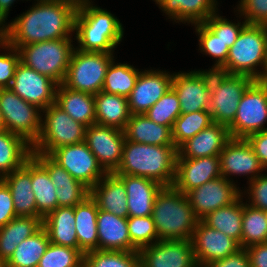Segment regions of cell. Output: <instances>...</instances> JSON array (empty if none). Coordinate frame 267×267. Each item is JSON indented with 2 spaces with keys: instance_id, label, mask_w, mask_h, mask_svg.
<instances>
[{
  "instance_id": "cell-1",
  "label": "cell",
  "mask_w": 267,
  "mask_h": 267,
  "mask_svg": "<svg viewBox=\"0 0 267 267\" xmlns=\"http://www.w3.org/2000/svg\"><path fill=\"white\" fill-rule=\"evenodd\" d=\"M28 11L3 26L5 42L18 49L37 42L71 38L77 9L64 2L36 0Z\"/></svg>"
},
{
  "instance_id": "cell-2",
  "label": "cell",
  "mask_w": 267,
  "mask_h": 267,
  "mask_svg": "<svg viewBox=\"0 0 267 267\" xmlns=\"http://www.w3.org/2000/svg\"><path fill=\"white\" fill-rule=\"evenodd\" d=\"M177 155L176 146L148 145L125 139L120 165L113 173L146 177L163 187L172 186Z\"/></svg>"
},
{
  "instance_id": "cell-3",
  "label": "cell",
  "mask_w": 267,
  "mask_h": 267,
  "mask_svg": "<svg viewBox=\"0 0 267 267\" xmlns=\"http://www.w3.org/2000/svg\"><path fill=\"white\" fill-rule=\"evenodd\" d=\"M152 218L158 240H191L199 219L186 194L162 187L154 199Z\"/></svg>"
},
{
  "instance_id": "cell-4",
  "label": "cell",
  "mask_w": 267,
  "mask_h": 267,
  "mask_svg": "<svg viewBox=\"0 0 267 267\" xmlns=\"http://www.w3.org/2000/svg\"><path fill=\"white\" fill-rule=\"evenodd\" d=\"M124 28L113 14L93 6L91 2L77 9L75 15V38L79 51L113 53L120 43Z\"/></svg>"
},
{
  "instance_id": "cell-5",
  "label": "cell",
  "mask_w": 267,
  "mask_h": 267,
  "mask_svg": "<svg viewBox=\"0 0 267 267\" xmlns=\"http://www.w3.org/2000/svg\"><path fill=\"white\" fill-rule=\"evenodd\" d=\"M258 66H263V71L257 70ZM219 71L262 80L267 71V26L247 24L229 48L226 63Z\"/></svg>"
},
{
  "instance_id": "cell-6",
  "label": "cell",
  "mask_w": 267,
  "mask_h": 267,
  "mask_svg": "<svg viewBox=\"0 0 267 267\" xmlns=\"http://www.w3.org/2000/svg\"><path fill=\"white\" fill-rule=\"evenodd\" d=\"M71 42V38H62L21 46L18 48L20 62L60 85L75 49Z\"/></svg>"
},
{
  "instance_id": "cell-7",
  "label": "cell",
  "mask_w": 267,
  "mask_h": 267,
  "mask_svg": "<svg viewBox=\"0 0 267 267\" xmlns=\"http://www.w3.org/2000/svg\"><path fill=\"white\" fill-rule=\"evenodd\" d=\"M254 81L246 75L210 70V101L208 111L212 121L229 127L235 118L239 102Z\"/></svg>"
},
{
  "instance_id": "cell-8",
  "label": "cell",
  "mask_w": 267,
  "mask_h": 267,
  "mask_svg": "<svg viewBox=\"0 0 267 267\" xmlns=\"http://www.w3.org/2000/svg\"><path fill=\"white\" fill-rule=\"evenodd\" d=\"M41 131L32 145V153L50 155L55 149L84 142L86 126L73 120L55 103L42 111Z\"/></svg>"
},
{
  "instance_id": "cell-9",
  "label": "cell",
  "mask_w": 267,
  "mask_h": 267,
  "mask_svg": "<svg viewBox=\"0 0 267 267\" xmlns=\"http://www.w3.org/2000/svg\"><path fill=\"white\" fill-rule=\"evenodd\" d=\"M114 53L74 49L63 85L71 90L95 95L102 91L106 71Z\"/></svg>"
},
{
  "instance_id": "cell-10",
  "label": "cell",
  "mask_w": 267,
  "mask_h": 267,
  "mask_svg": "<svg viewBox=\"0 0 267 267\" xmlns=\"http://www.w3.org/2000/svg\"><path fill=\"white\" fill-rule=\"evenodd\" d=\"M0 111L6 130L33 145L41 131V109L32 105L10 88H0Z\"/></svg>"
},
{
  "instance_id": "cell-11",
  "label": "cell",
  "mask_w": 267,
  "mask_h": 267,
  "mask_svg": "<svg viewBox=\"0 0 267 267\" xmlns=\"http://www.w3.org/2000/svg\"><path fill=\"white\" fill-rule=\"evenodd\" d=\"M267 122V83L254 80L245 90L233 123L228 127L231 138H246L265 130Z\"/></svg>"
},
{
  "instance_id": "cell-12",
  "label": "cell",
  "mask_w": 267,
  "mask_h": 267,
  "mask_svg": "<svg viewBox=\"0 0 267 267\" xmlns=\"http://www.w3.org/2000/svg\"><path fill=\"white\" fill-rule=\"evenodd\" d=\"M50 156L89 189L107 174L85 142L59 147Z\"/></svg>"
},
{
  "instance_id": "cell-13",
  "label": "cell",
  "mask_w": 267,
  "mask_h": 267,
  "mask_svg": "<svg viewBox=\"0 0 267 267\" xmlns=\"http://www.w3.org/2000/svg\"><path fill=\"white\" fill-rule=\"evenodd\" d=\"M171 88L180 101L181 114L208 110L211 93L210 69L173 73Z\"/></svg>"
},
{
  "instance_id": "cell-14",
  "label": "cell",
  "mask_w": 267,
  "mask_h": 267,
  "mask_svg": "<svg viewBox=\"0 0 267 267\" xmlns=\"http://www.w3.org/2000/svg\"><path fill=\"white\" fill-rule=\"evenodd\" d=\"M57 86L58 84L48 76L20 62L9 88L20 98L43 111L55 103Z\"/></svg>"
},
{
  "instance_id": "cell-15",
  "label": "cell",
  "mask_w": 267,
  "mask_h": 267,
  "mask_svg": "<svg viewBox=\"0 0 267 267\" xmlns=\"http://www.w3.org/2000/svg\"><path fill=\"white\" fill-rule=\"evenodd\" d=\"M84 142L107 173H113L119 167L125 143L124 131L93 124L86 128Z\"/></svg>"
},
{
  "instance_id": "cell-16",
  "label": "cell",
  "mask_w": 267,
  "mask_h": 267,
  "mask_svg": "<svg viewBox=\"0 0 267 267\" xmlns=\"http://www.w3.org/2000/svg\"><path fill=\"white\" fill-rule=\"evenodd\" d=\"M138 252L140 267H198L191 240H158Z\"/></svg>"
},
{
  "instance_id": "cell-17",
  "label": "cell",
  "mask_w": 267,
  "mask_h": 267,
  "mask_svg": "<svg viewBox=\"0 0 267 267\" xmlns=\"http://www.w3.org/2000/svg\"><path fill=\"white\" fill-rule=\"evenodd\" d=\"M233 182V180L231 181L221 176L186 194L190 206L199 220H202L212 211L231 204L243 194Z\"/></svg>"
},
{
  "instance_id": "cell-18",
  "label": "cell",
  "mask_w": 267,
  "mask_h": 267,
  "mask_svg": "<svg viewBox=\"0 0 267 267\" xmlns=\"http://www.w3.org/2000/svg\"><path fill=\"white\" fill-rule=\"evenodd\" d=\"M191 241L197 265L203 267L241 249L236 240L210 228L202 220L198 221Z\"/></svg>"
},
{
  "instance_id": "cell-19",
  "label": "cell",
  "mask_w": 267,
  "mask_h": 267,
  "mask_svg": "<svg viewBox=\"0 0 267 267\" xmlns=\"http://www.w3.org/2000/svg\"><path fill=\"white\" fill-rule=\"evenodd\" d=\"M172 75L160 70L140 71L128 97L130 113L144 114L157 103L171 89Z\"/></svg>"
},
{
  "instance_id": "cell-20",
  "label": "cell",
  "mask_w": 267,
  "mask_h": 267,
  "mask_svg": "<svg viewBox=\"0 0 267 267\" xmlns=\"http://www.w3.org/2000/svg\"><path fill=\"white\" fill-rule=\"evenodd\" d=\"M221 176L230 180V175H248L249 181L264 171L258 157L245 138H231L219 154ZM259 173V174H258ZM229 176V177H228Z\"/></svg>"
},
{
  "instance_id": "cell-21",
  "label": "cell",
  "mask_w": 267,
  "mask_h": 267,
  "mask_svg": "<svg viewBox=\"0 0 267 267\" xmlns=\"http://www.w3.org/2000/svg\"><path fill=\"white\" fill-rule=\"evenodd\" d=\"M218 177H221L219 156L177 158L172 186L187 194L189 191Z\"/></svg>"
},
{
  "instance_id": "cell-22",
  "label": "cell",
  "mask_w": 267,
  "mask_h": 267,
  "mask_svg": "<svg viewBox=\"0 0 267 267\" xmlns=\"http://www.w3.org/2000/svg\"><path fill=\"white\" fill-rule=\"evenodd\" d=\"M230 139L228 127L213 122L194 137L184 142L177 149V158L219 156Z\"/></svg>"
},
{
  "instance_id": "cell-23",
  "label": "cell",
  "mask_w": 267,
  "mask_h": 267,
  "mask_svg": "<svg viewBox=\"0 0 267 267\" xmlns=\"http://www.w3.org/2000/svg\"><path fill=\"white\" fill-rule=\"evenodd\" d=\"M124 183L128 216H152L155 196L162 189V185L146 177L116 174Z\"/></svg>"
},
{
  "instance_id": "cell-24",
  "label": "cell",
  "mask_w": 267,
  "mask_h": 267,
  "mask_svg": "<svg viewBox=\"0 0 267 267\" xmlns=\"http://www.w3.org/2000/svg\"><path fill=\"white\" fill-rule=\"evenodd\" d=\"M9 187L17 216L43 217L37 212L31 184V157L23 166L1 178Z\"/></svg>"
},
{
  "instance_id": "cell-25",
  "label": "cell",
  "mask_w": 267,
  "mask_h": 267,
  "mask_svg": "<svg viewBox=\"0 0 267 267\" xmlns=\"http://www.w3.org/2000/svg\"><path fill=\"white\" fill-rule=\"evenodd\" d=\"M98 250L132 251L127 218L98 209Z\"/></svg>"
},
{
  "instance_id": "cell-26",
  "label": "cell",
  "mask_w": 267,
  "mask_h": 267,
  "mask_svg": "<svg viewBox=\"0 0 267 267\" xmlns=\"http://www.w3.org/2000/svg\"><path fill=\"white\" fill-rule=\"evenodd\" d=\"M126 188L115 173H107L90 189V197L98 209L111 212L120 217H128Z\"/></svg>"
},
{
  "instance_id": "cell-27",
  "label": "cell",
  "mask_w": 267,
  "mask_h": 267,
  "mask_svg": "<svg viewBox=\"0 0 267 267\" xmlns=\"http://www.w3.org/2000/svg\"><path fill=\"white\" fill-rule=\"evenodd\" d=\"M55 104L86 127L96 124L95 97L92 94L74 91L60 84L56 88Z\"/></svg>"
},
{
  "instance_id": "cell-28",
  "label": "cell",
  "mask_w": 267,
  "mask_h": 267,
  "mask_svg": "<svg viewBox=\"0 0 267 267\" xmlns=\"http://www.w3.org/2000/svg\"><path fill=\"white\" fill-rule=\"evenodd\" d=\"M159 8L175 22L204 23L218 12L216 0H154Z\"/></svg>"
},
{
  "instance_id": "cell-29",
  "label": "cell",
  "mask_w": 267,
  "mask_h": 267,
  "mask_svg": "<svg viewBox=\"0 0 267 267\" xmlns=\"http://www.w3.org/2000/svg\"><path fill=\"white\" fill-rule=\"evenodd\" d=\"M125 139L141 144L175 146L170 127L156 124L144 114H131L126 128Z\"/></svg>"
},
{
  "instance_id": "cell-30",
  "label": "cell",
  "mask_w": 267,
  "mask_h": 267,
  "mask_svg": "<svg viewBox=\"0 0 267 267\" xmlns=\"http://www.w3.org/2000/svg\"><path fill=\"white\" fill-rule=\"evenodd\" d=\"M42 226L47 231L51 243L79 250L74 207H57L43 218Z\"/></svg>"
},
{
  "instance_id": "cell-31",
  "label": "cell",
  "mask_w": 267,
  "mask_h": 267,
  "mask_svg": "<svg viewBox=\"0 0 267 267\" xmlns=\"http://www.w3.org/2000/svg\"><path fill=\"white\" fill-rule=\"evenodd\" d=\"M94 97L96 124L124 131L131 116L128 98L104 91Z\"/></svg>"
},
{
  "instance_id": "cell-32",
  "label": "cell",
  "mask_w": 267,
  "mask_h": 267,
  "mask_svg": "<svg viewBox=\"0 0 267 267\" xmlns=\"http://www.w3.org/2000/svg\"><path fill=\"white\" fill-rule=\"evenodd\" d=\"M74 215L79 250L83 254L98 250V207L96 202L88 196L82 203L74 207Z\"/></svg>"
},
{
  "instance_id": "cell-33",
  "label": "cell",
  "mask_w": 267,
  "mask_h": 267,
  "mask_svg": "<svg viewBox=\"0 0 267 267\" xmlns=\"http://www.w3.org/2000/svg\"><path fill=\"white\" fill-rule=\"evenodd\" d=\"M42 227L39 217L16 216L0 227V260L7 262L16 247Z\"/></svg>"
},
{
  "instance_id": "cell-34",
  "label": "cell",
  "mask_w": 267,
  "mask_h": 267,
  "mask_svg": "<svg viewBox=\"0 0 267 267\" xmlns=\"http://www.w3.org/2000/svg\"><path fill=\"white\" fill-rule=\"evenodd\" d=\"M32 156V145L21 136L0 131V178L20 168Z\"/></svg>"
},
{
  "instance_id": "cell-35",
  "label": "cell",
  "mask_w": 267,
  "mask_h": 267,
  "mask_svg": "<svg viewBox=\"0 0 267 267\" xmlns=\"http://www.w3.org/2000/svg\"><path fill=\"white\" fill-rule=\"evenodd\" d=\"M242 194L231 204L209 213L202 221L236 240L241 247L243 200Z\"/></svg>"
},
{
  "instance_id": "cell-36",
  "label": "cell",
  "mask_w": 267,
  "mask_h": 267,
  "mask_svg": "<svg viewBox=\"0 0 267 267\" xmlns=\"http://www.w3.org/2000/svg\"><path fill=\"white\" fill-rule=\"evenodd\" d=\"M31 184L35 196L37 212L44 218L58 207L56 187L48 171L31 156Z\"/></svg>"
},
{
  "instance_id": "cell-37",
  "label": "cell",
  "mask_w": 267,
  "mask_h": 267,
  "mask_svg": "<svg viewBox=\"0 0 267 267\" xmlns=\"http://www.w3.org/2000/svg\"><path fill=\"white\" fill-rule=\"evenodd\" d=\"M50 244L49 236L42 226L32 236L24 239L5 263L6 267H38L42 255Z\"/></svg>"
},
{
  "instance_id": "cell-38",
  "label": "cell",
  "mask_w": 267,
  "mask_h": 267,
  "mask_svg": "<svg viewBox=\"0 0 267 267\" xmlns=\"http://www.w3.org/2000/svg\"><path fill=\"white\" fill-rule=\"evenodd\" d=\"M139 73L138 69L127 63L115 64L113 59L107 68L102 91L128 98Z\"/></svg>"
},
{
  "instance_id": "cell-39",
  "label": "cell",
  "mask_w": 267,
  "mask_h": 267,
  "mask_svg": "<svg viewBox=\"0 0 267 267\" xmlns=\"http://www.w3.org/2000/svg\"><path fill=\"white\" fill-rule=\"evenodd\" d=\"M245 203L243 202L241 248L267 243V222L263 210Z\"/></svg>"
},
{
  "instance_id": "cell-40",
  "label": "cell",
  "mask_w": 267,
  "mask_h": 267,
  "mask_svg": "<svg viewBox=\"0 0 267 267\" xmlns=\"http://www.w3.org/2000/svg\"><path fill=\"white\" fill-rule=\"evenodd\" d=\"M208 110L181 114L172 127V140L178 149L184 142L194 137L200 131L212 124Z\"/></svg>"
},
{
  "instance_id": "cell-41",
  "label": "cell",
  "mask_w": 267,
  "mask_h": 267,
  "mask_svg": "<svg viewBox=\"0 0 267 267\" xmlns=\"http://www.w3.org/2000/svg\"><path fill=\"white\" fill-rule=\"evenodd\" d=\"M83 267H140V255L138 251H89Z\"/></svg>"
},
{
  "instance_id": "cell-42",
  "label": "cell",
  "mask_w": 267,
  "mask_h": 267,
  "mask_svg": "<svg viewBox=\"0 0 267 267\" xmlns=\"http://www.w3.org/2000/svg\"><path fill=\"white\" fill-rule=\"evenodd\" d=\"M199 37V50L216 59L213 71H219L226 63L229 47L204 23L194 24Z\"/></svg>"
},
{
  "instance_id": "cell-43",
  "label": "cell",
  "mask_w": 267,
  "mask_h": 267,
  "mask_svg": "<svg viewBox=\"0 0 267 267\" xmlns=\"http://www.w3.org/2000/svg\"><path fill=\"white\" fill-rule=\"evenodd\" d=\"M144 115L154 123L172 129L174 121L181 115L180 101L176 92L171 88Z\"/></svg>"
},
{
  "instance_id": "cell-44",
  "label": "cell",
  "mask_w": 267,
  "mask_h": 267,
  "mask_svg": "<svg viewBox=\"0 0 267 267\" xmlns=\"http://www.w3.org/2000/svg\"><path fill=\"white\" fill-rule=\"evenodd\" d=\"M84 254L77 249L50 242L38 267H83Z\"/></svg>"
},
{
  "instance_id": "cell-45",
  "label": "cell",
  "mask_w": 267,
  "mask_h": 267,
  "mask_svg": "<svg viewBox=\"0 0 267 267\" xmlns=\"http://www.w3.org/2000/svg\"><path fill=\"white\" fill-rule=\"evenodd\" d=\"M127 224L132 242V251H139L158 241L157 230L152 216H128Z\"/></svg>"
},
{
  "instance_id": "cell-46",
  "label": "cell",
  "mask_w": 267,
  "mask_h": 267,
  "mask_svg": "<svg viewBox=\"0 0 267 267\" xmlns=\"http://www.w3.org/2000/svg\"><path fill=\"white\" fill-rule=\"evenodd\" d=\"M204 24L230 48L248 23L245 20L242 24L240 21L233 23L215 13Z\"/></svg>"
},
{
  "instance_id": "cell-47",
  "label": "cell",
  "mask_w": 267,
  "mask_h": 267,
  "mask_svg": "<svg viewBox=\"0 0 267 267\" xmlns=\"http://www.w3.org/2000/svg\"><path fill=\"white\" fill-rule=\"evenodd\" d=\"M0 47L7 51L5 54H0V88H9L15 75L17 65L20 63V53L18 49L5 42L1 32Z\"/></svg>"
},
{
  "instance_id": "cell-48",
  "label": "cell",
  "mask_w": 267,
  "mask_h": 267,
  "mask_svg": "<svg viewBox=\"0 0 267 267\" xmlns=\"http://www.w3.org/2000/svg\"><path fill=\"white\" fill-rule=\"evenodd\" d=\"M32 156L48 171L54 186L64 184H83L74 179L59 163L50 155L43 153H32Z\"/></svg>"
},
{
  "instance_id": "cell-49",
  "label": "cell",
  "mask_w": 267,
  "mask_h": 267,
  "mask_svg": "<svg viewBox=\"0 0 267 267\" xmlns=\"http://www.w3.org/2000/svg\"><path fill=\"white\" fill-rule=\"evenodd\" d=\"M58 207H75L90 196V189L84 184H64L56 186Z\"/></svg>"
},
{
  "instance_id": "cell-50",
  "label": "cell",
  "mask_w": 267,
  "mask_h": 267,
  "mask_svg": "<svg viewBox=\"0 0 267 267\" xmlns=\"http://www.w3.org/2000/svg\"><path fill=\"white\" fill-rule=\"evenodd\" d=\"M237 11L248 24L267 26V0H240Z\"/></svg>"
},
{
  "instance_id": "cell-51",
  "label": "cell",
  "mask_w": 267,
  "mask_h": 267,
  "mask_svg": "<svg viewBox=\"0 0 267 267\" xmlns=\"http://www.w3.org/2000/svg\"><path fill=\"white\" fill-rule=\"evenodd\" d=\"M249 205L259 209H267V175L261 174L249 181ZM251 200V203H250Z\"/></svg>"
},
{
  "instance_id": "cell-52",
  "label": "cell",
  "mask_w": 267,
  "mask_h": 267,
  "mask_svg": "<svg viewBox=\"0 0 267 267\" xmlns=\"http://www.w3.org/2000/svg\"><path fill=\"white\" fill-rule=\"evenodd\" d=\"M16 216L11 191L0 178V227L6 225Z\"/></svg>"
},
{
  "instance_id": "cell-53",
  "label": "cell",
  "mask_w": 267,
  "mask_h": 267,
  "mask_svg": "<svg viewBox=\"0 0 267 267\" xmlns=\"http://www.w3.org/2000/svg\"><path fill=\"white\" fill-rule=\"evenodd\" d=\"M251 145L261 165L267 169V128L263 131L250 134L245 138Z\"/></svg>"
},
{
  "instance_id": "cell-54",
  "label": "cell",
  "mask_w": 267,
  "mask_h": 267,
  "mask_svg": "<svg viewBox=\"0 0 267 267\" xmlns=\"http://www.w3.org/2000/svg\"><path fill=\"white\" fill-rule=\"evenodd\" d=\"M206 267H250V262L245 248H241L236 253L211 262Z\"/></svg>"
},
{
  "instance_id": "cell-55",
  "label": "cell",
  "mask_w": 267,
  "mask_h": 267,
  "mask_svg": "<svg viewBox=\"0 0 267 267\" xmlns=\"http://www.w3.org/2000/svg\"><path fill=\"white\" fill-rule=\"evenodd\" d=\"M250 267H267V243L254 244L245 248Z\"/></svg>"
},
{
  "instance_id": "cell-56",
  "label": "cell",
  "mask_w": 267,
  "mask_h": 267,
  "mask_svg": "<svg viewBox=\"0 0 267 267\" xmlns=\"http://www.w3.org/2000/svg\"><path fill=\"white\" fill-rule=\"evenodd\" d=\"M16 0H0V29L5 26L10 7Z\"/></svg>"
},
{
  "instance_id": "cell-57",
  "label": "cell",
  "mask_w": 267,
  "mask_h": 267,
  "mask_svg": "<svg viewBox=\"0 0 267 267\" xmlns=\"http://www.w3.org/2000/svg\"><path fill=\"white\" fill-rule=\"evenodd\" d=\"M50 1H59V2L68 3L74 6L76 9L81 8L86 3L90 2L89 0H50Z\"/></svg>"
},
{
  "instance_id": "cell-58",
  "label": "cell",
  "mask_w": 267,
  "mask_h": 267,
  "mask_svg": "<svg viewBox=\"0 0 267 267\" xmlns=\"http://www.w3.org/2000/svg\"><path fill=\"white\" fill-rule=\"evenodd\" d=\"M3 130H6V128H5V124L3 121L2 113L0 111V131H3Z\"/></svg>"
},
{
  "instance_id": "cell-59",
  "label": "cell",
  "mask_w": 267,
  "mask_h": 267,
  "mask_svg": "<svg viewBox=\"0 0 267 267\" xmlns=\"http://www.w3.org/2000/svg\"><path fill=\"white\" fill-rule=\"evenodd\" d=\"M262 80L267 83V71H266V73H265V75H264Z\"/></svg>"
},
{
  "instance_id": "cell-60",
  "label": "cell",
  "mask_w": 267,
  "mask_h": 267,
  "mask_svg": "<svg viewBox=\"0 0 267 267\" xmlns=\"http://www.w3.org/2000/svg\"><path fill=\"white\" fill-rule=\"evenodd\" d=\"M0 267H6L5 262L0 260Z\"/></svg>"
},
{
  "instance_id": "cell-61",
  "label": "cell",
  "mask_w": 267,
  "mask_h": 267,
  "mask_svg": "<svg viewBox=\"0 0 267 267\" xmlns=\"http://www.w3.org/2000/svg\"><path fill=\"white\" fill-rule=\"evenodd\" d=\"M263 212L265 214V219H266V222H267V209H264Z\"/></svg>"
}]
</instances>
